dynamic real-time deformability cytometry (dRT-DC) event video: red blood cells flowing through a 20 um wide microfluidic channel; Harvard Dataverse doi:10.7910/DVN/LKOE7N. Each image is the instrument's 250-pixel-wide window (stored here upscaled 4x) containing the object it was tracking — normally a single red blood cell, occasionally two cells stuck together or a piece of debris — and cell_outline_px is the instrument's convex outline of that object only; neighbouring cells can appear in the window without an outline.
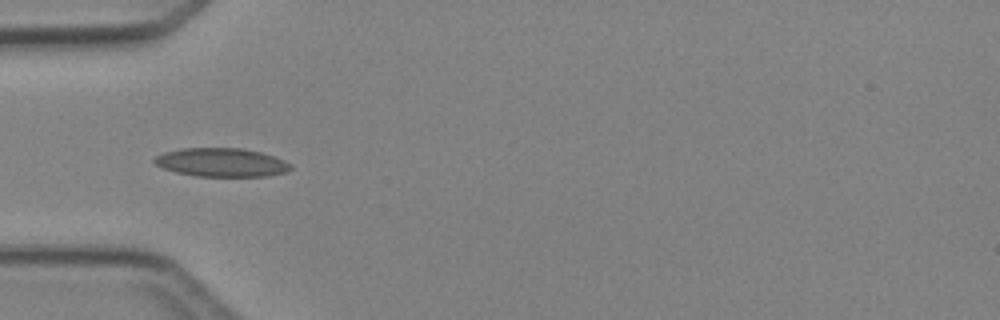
{"species": "Egyptian fruit bat (a non-hibernating species)", "species_latin": "Rousettus aegyptiacus", "temperature_condition": "cold", "stored_images_in_passage": 5, "camera_frame_rate_fps": 3000, "um_per_image_px": 0.085, "animal": {"sex": "female"}, "frame": {"image": 1, "passage_image": 4, "time_ms": 4.667, "image_size_px": [1000, 320], "cell_outline_px": [[292, 168], [284, 172], [268, 176], [196, 176], [176, 172], [164, 168], [156, 164], [152, 160], [156, 156], [164, 152], [180, 148], [244, 148], [260, 152], [284, 160], [292, 164]], "centroid_in_image_um": [18.82, 13.8], "position_along_channel_um": 66.2, "area_um2": 22.66}}
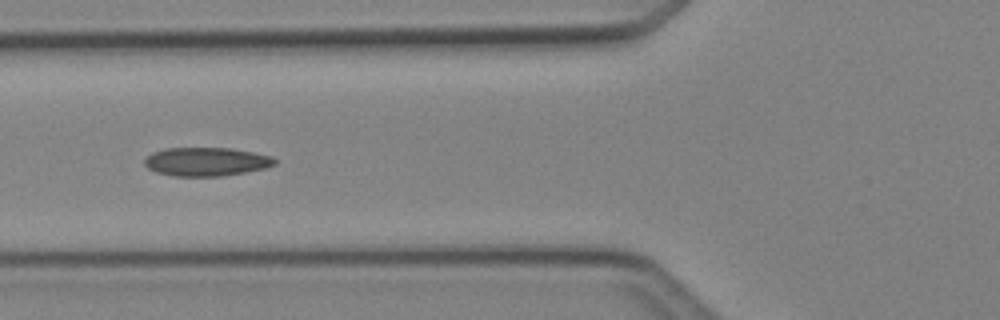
{"frame": {"image": 2, "passage_image": 5, "time_ms": 5.667, "image_size_px": [1000, 320], "cell_outline_px": [[276, 164], [264, 168], [244, 172], [220, 176], [176, 176], [156, 172], [148, 168], [144, 164], [144, 160], [152, 152], [164, 148], [232, 148], [272, 156], [276, 160]], "centroid_in_image_um": [17.52, 13.73], "position_along_channel_um": 108.3, "area_um2": 21.62}}